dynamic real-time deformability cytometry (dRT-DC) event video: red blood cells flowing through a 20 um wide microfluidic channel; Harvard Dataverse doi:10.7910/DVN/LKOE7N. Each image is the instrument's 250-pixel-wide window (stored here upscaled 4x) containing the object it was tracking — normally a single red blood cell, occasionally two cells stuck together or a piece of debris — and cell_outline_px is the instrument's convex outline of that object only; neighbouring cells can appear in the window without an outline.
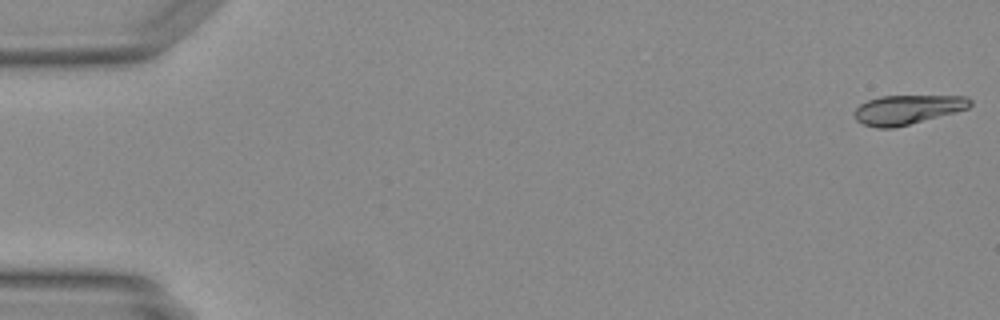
{"species": "Egyptian fruit bat (a non-hibernating species)", "species_latin": "Rousettus aegyptiacus", "temperature_condition": "warm", "stored_images_in_passage": 16, "camera_frame_rate_fps": 3000, "um_per_image_px": 0.085, "animal": {"sex": "female"}, "frame": {"image": 1, "passage_image": 1, "time_ms": 0.0, "image_size_px": [1000, 320], "cell_outline_px": [[972, 104], [968, 108], [956, 112], [892, 128], [876, 128], [864, 124], [856, 120], [852, 112], [860, 104], [868, 100], [880, 96], [964, 96], [972, 100]], "centroid_in_image_um": [77.1, 9.31], "position_along_channel_um": 7.9, "area_um2": 19.65}}
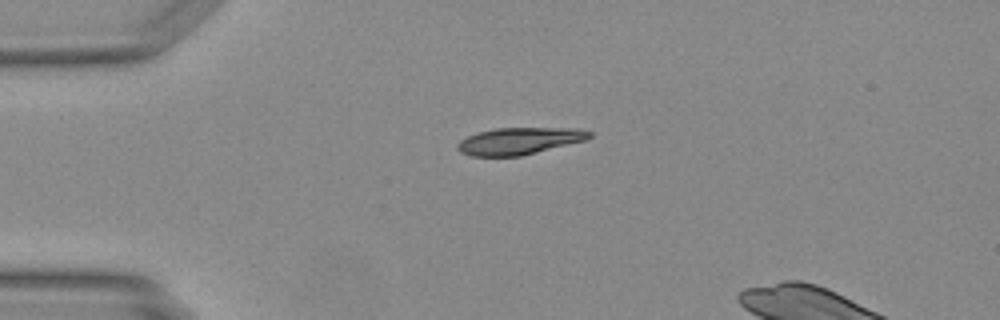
{"frame": {"image": 2, "passage_image": 12, "time_ms": 3.667, "image_size_px": [1000, 320], "cell_outline_px": [[592, 136], [584, 140], [520, 156], [472, 156], [460, 152], [456, 148], [456, 144], [460, 140], [468, 136], [480, 132], [496, 128], [576, 128], [592, 132]], "centroid_in_image_um": [44.1, 11.98], "position_along_channel_um": 40.9, "area_um2": 20.46}}